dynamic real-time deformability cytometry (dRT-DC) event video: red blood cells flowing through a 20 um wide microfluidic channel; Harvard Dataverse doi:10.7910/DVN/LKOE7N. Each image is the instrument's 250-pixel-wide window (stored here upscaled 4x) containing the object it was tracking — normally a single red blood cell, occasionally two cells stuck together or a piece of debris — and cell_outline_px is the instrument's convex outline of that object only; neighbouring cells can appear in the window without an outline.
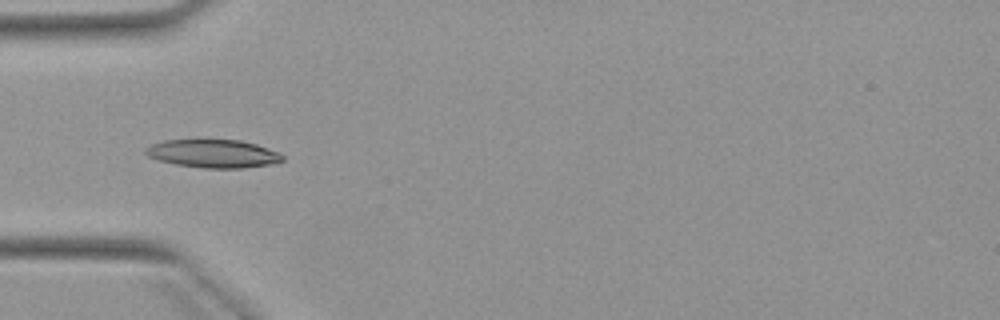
{"species": "Egyptian fruit bat (a non-hibernating species)", "species_latin": "Rousettus aegyptiacus", "temperature_condition": "warm", "stored_images_in_passage": 7, "camera_frame_rate_fps": 3000, "um_per_image_px": 0.085, "animal": {"sex": "female"}, "frame": {"image": 1, "passage_image": 5, "time_ms": 6.333, "image_size_px": [1000, 320], "cell_outline_px": [[284, 160], [272, 164], [244, 168], [200, 168], [176, 164], [156, 160], [148, 156], [144, 152], [144, 148], [152, 144], [164, 140], [240, 140], [256, 144], [268, 148], [284, 156]], "centroid_in_image_um": [18.1, 13.06], "position_along_channel_um": 66.9, "area_um2": 22.54}}
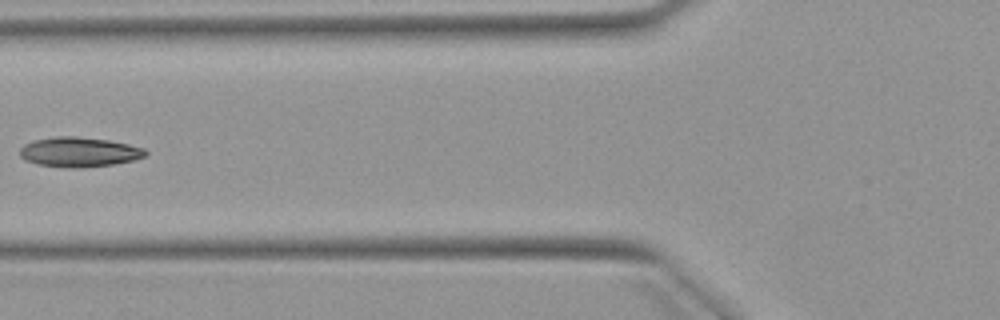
{"frame": {"image": 2, "passage_image": 6, "time_ms": 7.667, "image_size_px": [1000, 320], "cell_outline_px": [[148, 152], [144, 156], [132, 160], [112, 164], [80, 168], [68, 168], [36, 164], [24, 160], [20, 156], [20, 148], [24, 144], [32, 140], [56, 136], [76, 136], [108, 140], [128, 144], [144, 148]], "centroid_in_image_um": [6.67, 12.92], "position_along_channel_um": 119.1, "area_um2": 21.85}}
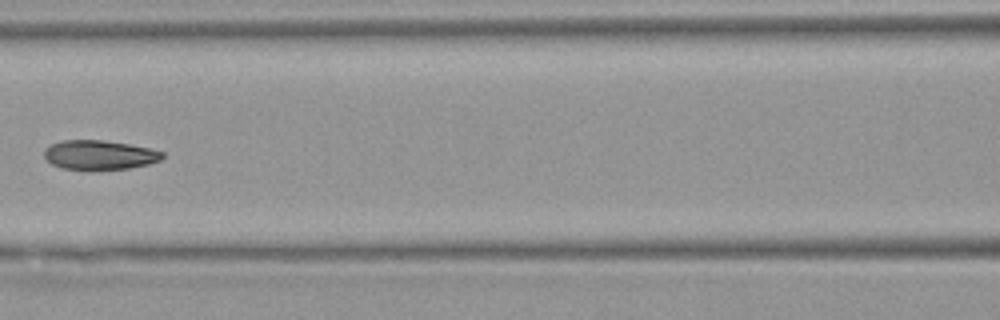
{"frame": {"image": 3, "passage_image": 7, "time_ms": 8.667, "image_size_px": [1000, 320], "cell_outline_px": [[164, 156], [160, 160], [148, 164], [128, 168], [92, 172], [88, 172], [64, 168], [52, 164], [44, 156], [44, 148], [60, 140], [104, 140], [152, 148], [164, 152]], "centroid_in_image_um": [8.45, 13.19], "position_along_channel_um": 158.2, "area_um2": 20.81}}